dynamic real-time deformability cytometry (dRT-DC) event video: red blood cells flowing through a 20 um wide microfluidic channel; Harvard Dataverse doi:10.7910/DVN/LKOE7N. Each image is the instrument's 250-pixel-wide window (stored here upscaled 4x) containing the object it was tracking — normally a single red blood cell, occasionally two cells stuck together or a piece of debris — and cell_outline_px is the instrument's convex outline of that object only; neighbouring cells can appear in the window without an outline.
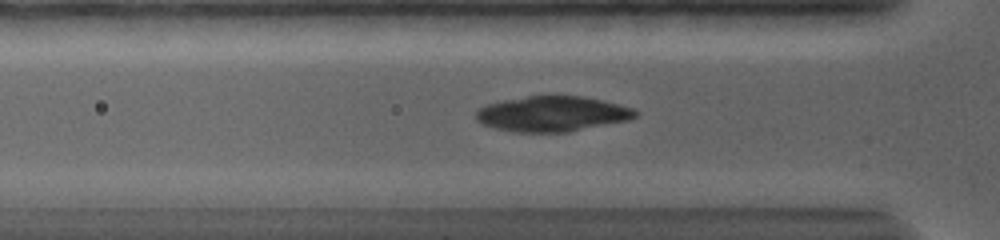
{"species": "common noctule bat (a hibernating species)", "species_latin": "Nyctalus noctula", "temperature_condition": "warm", "stored_images_in_passage": 64, "camera_frame_rate_fps": 5000, "um_per_image_px": 0.085, "animal": {"sex": "female", "body_mass_g": 19.0, "forearm_length_mm": 56.7}, "frame": {"image": 1, "passage_image": 19, "time_ms": 3.6, "image_size_px": [1000, 240], "cell_outline_px": [[640, 112], [636, 116], [628, 120], [568, 132], [512, 132], [496, 128], [484, 124], [476, 120], [476, 112], [484, 104], [504, 100], [528, 96], [584, 96], [620, 104], [632, 108]], "centroid_in_image_um": [46.95, 9.67], "position_along_channel_um": 78.9, "area_um2": 32.77}}
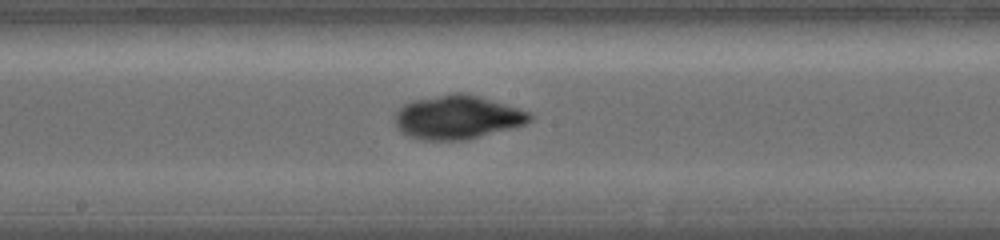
{"frame": {"image": 2, "passage_image": 38, "time_ms": 7.0, "image_size_px": [1000, 240], "cell_outline_px": [[532, 120], [524, 124], [464, 140], [424, 140], [408, 136], [400, 132], [396, 128], [396, 112], [404, 104], [412, 100], [456, 92], [464, 92], [480, 96], [532, 112]], "centroid_in_image_um": [38.86, 9.95], "position_along_channel_um": 209.3, "area_um2": 34.28}}
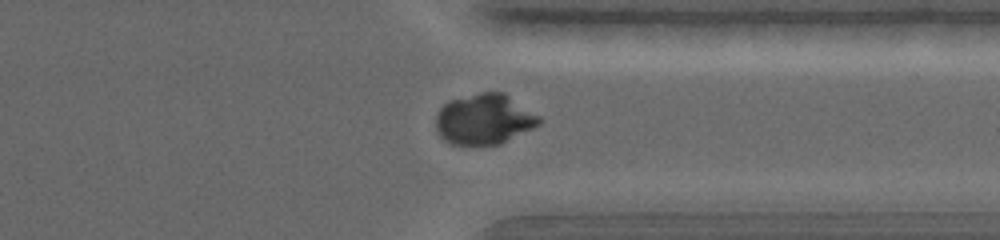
{"frame": {"image": 3, "passage_image": 58, "time_ms": 11.2, "image_size_px": [1000, 240], "cell_outline_px": [[540, 124], [500, 144], [452, 144], [444, 140], [440, 136], [436, 128], [436, 112], [448, 100], [480, 92], [504, 92], [540, 116]], "centroid_in_image_um": [41.14, 10.12], "position_along_channel_um": 370.3, "area_um2": 30.29}}